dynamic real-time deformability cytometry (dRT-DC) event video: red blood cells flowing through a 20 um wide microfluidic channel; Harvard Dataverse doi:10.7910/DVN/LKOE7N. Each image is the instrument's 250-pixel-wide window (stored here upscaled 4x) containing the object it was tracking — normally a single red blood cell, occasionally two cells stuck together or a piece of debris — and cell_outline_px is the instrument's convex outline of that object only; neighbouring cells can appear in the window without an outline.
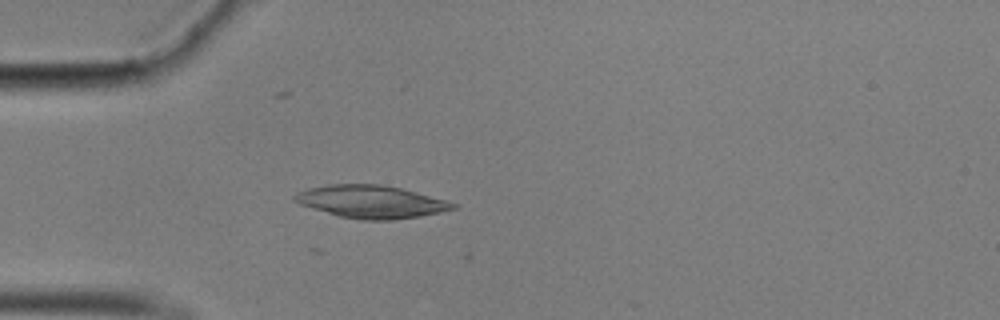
{"species": "common noctule bat (a hibernating species)", "species_latin": "Nyctalus noctula", "temperature_condition": "cold", "stored_images_in_passage": 27, "camera_frame_rate_fps": 3000, "um_per_image_px": 0.085, "animal": {"sex": "male", "body_mass_g": 17.9}, "frame": {"image": 1, "passage_image": 1, "time_ms": 0.0, "image_size_px": [1000, 320], "cell_outline_px": [[460, 204], [456, 208], [440, 212], [420, 216], [392, 220], [360, 220], [340, 216], [312, 208], [300, 204], [292, 200], [292, 196], [296, 192], [308, 188], [328, 184], [380, 184], [400, 188], [416, 192]], "centroid_in_image_um": [31.52, 17.14], "position_along_channel_um": 53.5, "area_um2": 30.17}}
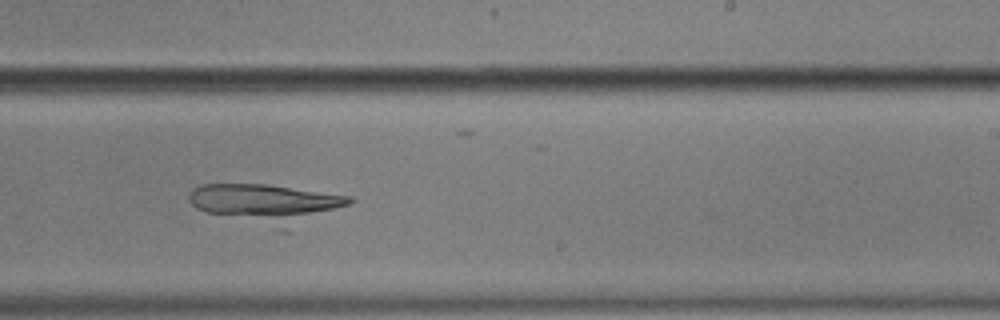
{"frame": {"image": 2, "passage_image": 20, "time_ms": 6.333, "image_size_px": [1000, 320], "cell_outline_px": [[356, 200], [352, 204], [332, 208], [288, 216], [280, 216], [208, 212], [196, 208], [188, 200], [188, 196], [192, 188], [200, 184], [264, 184], [352, 196]], "centroid_in_image_um": [22.36, 16.97], "position_along_channel_um": 266.6, "area_um2": 28.9}}
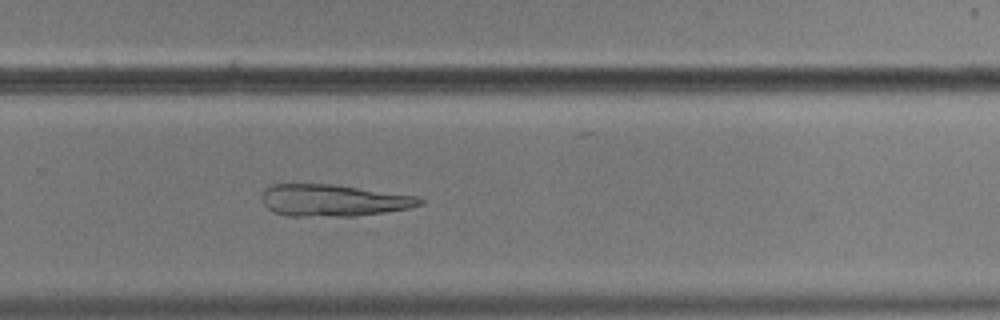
{"frame": {"image": 3, "passage_image": 23, "time_ms": 7.333, "image_size_px": [1000, 320], "cell_outline_px": [[424, 204], [408, 208], [384, 212], [356, 216], [288, 216], [272, 212], [264, 204], [260, 196], [264, 188], [272, 184], [336, 184], [416, 196], [424, 200]], "centroid_in_image_um": [28.29, 17.03], "position_along_channel_um": 301.5, "area_um2": 29.54}}